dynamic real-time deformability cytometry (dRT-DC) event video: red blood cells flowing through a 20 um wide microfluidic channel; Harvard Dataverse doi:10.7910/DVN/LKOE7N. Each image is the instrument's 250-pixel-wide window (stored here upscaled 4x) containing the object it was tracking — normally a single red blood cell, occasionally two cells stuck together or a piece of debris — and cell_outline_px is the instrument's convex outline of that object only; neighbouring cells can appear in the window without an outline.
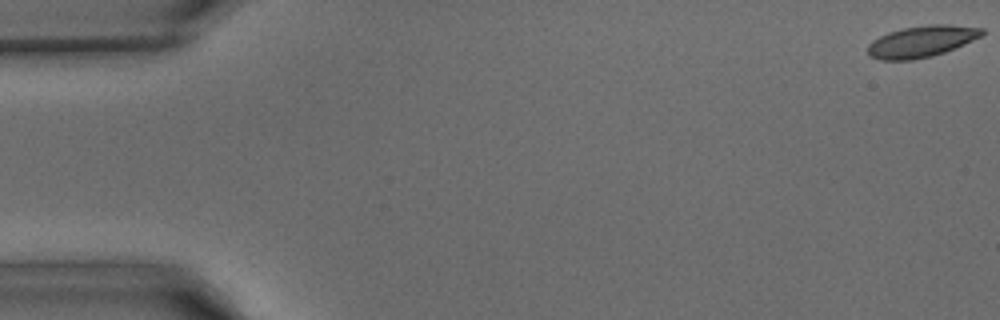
{"species": "common noctule bat (a hibernating species)", "species_latin": "Nyctalus noctula", "temperature_condition": "warm", "stored_images_in_passage": 11, "camera_frame_rate_fps": 3000, "um_per_image_px": 0.085, "animal": {"sex": "male", "body_mass_g": 15.6}, "frame": {"image": 1, "passage_image": 1, "time_ms": 0.0, "image_size_px": [1000, 320], "cell_outline_px": [[984, 32], [980, 36], [964, 44], [944, 52], [932, 56], [912, 60], [880, 60], [868, 56], [868, 44], [872, 40], [888, 32], [904, 28], [932, 24], [948, 24], [984, 28]], "centroid_in_image_um": [78.3, 3.52], "position_along_channel_um": 6.7, "area_um2": 20.87}}
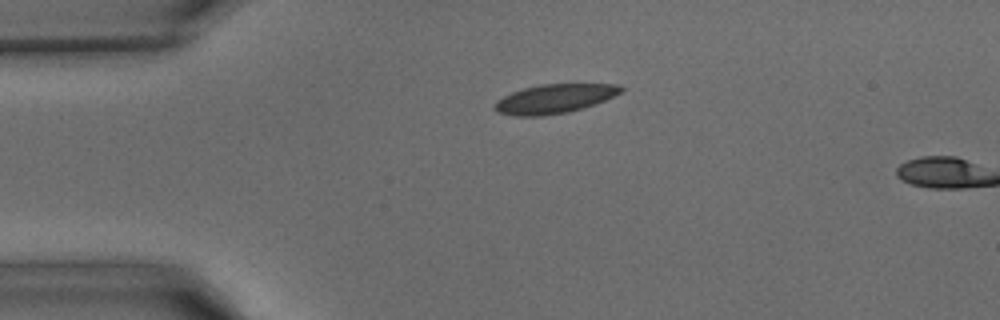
{"frame": {"image": 2, "passage_image": 10, "time_ms": 3.0, "image_size_px": [1000, 320], "cell_outline_px": [[624, 88], [620, 92], [604, 100], [584, 108], [568, 112], [544, 116], [512, 116], [496, 112], [492, 108], [492, 104], [496, 100], [512, 92], [524, 88], [540, 84], [620, 84]], "centroid_in_image_um": [47.06, 8.4], "position_along_channel_um": 37.9, "area_um2": 21.56}}